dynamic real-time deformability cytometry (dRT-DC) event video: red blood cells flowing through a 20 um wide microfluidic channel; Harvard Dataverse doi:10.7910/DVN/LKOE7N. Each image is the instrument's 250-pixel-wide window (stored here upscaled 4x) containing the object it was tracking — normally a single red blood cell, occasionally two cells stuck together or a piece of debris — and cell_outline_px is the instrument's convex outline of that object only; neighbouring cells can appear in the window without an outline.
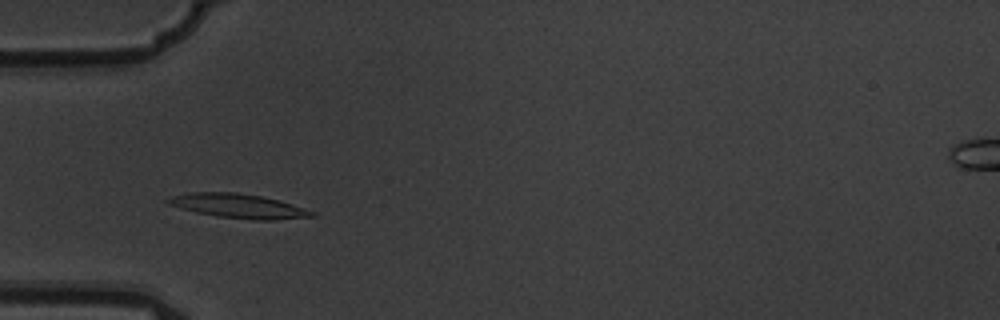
{"species": "common noctule bat (a hibernating species)", "species_latin": "Nyctalus noctula", "temperature_condition": "warm", "stored_images_in_passage": 4, "camera_frame_rate_fps": 3000, "um_per_image_px": 0.085, "animal": {"sex": "male", "body_mass_g": 19.5, "forearm_length_mm": 54.6}, "frame": {"image": 1, "passage_image": 3, "time_ms": 0.667, "image_size_px": [1000, 320], "cell_outline_px": [[316, 216], [276, 220], [252, 220], [216, 216], [196, 212], [180, 208], [168, 204], [164, 200], [172, 196], [192, 192], [236, 192], [260, 196], [280, 200], [316, 212]], "centroid_in_image_um": [20.28, 17.51], "position_along_channel_um": 64.7, "area_um2": 20.4}}
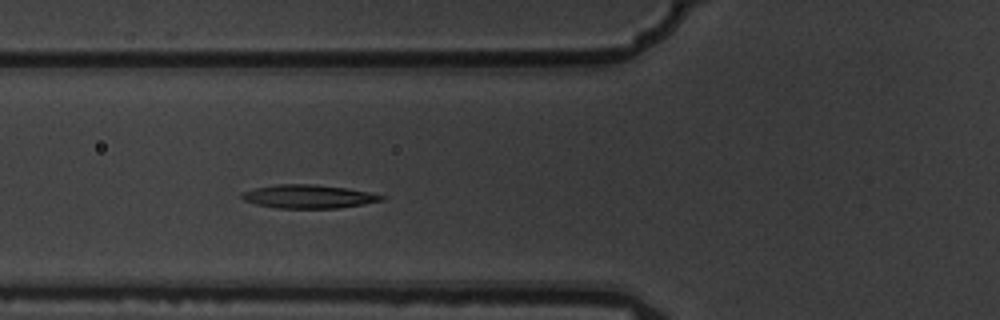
{"frame": {"image": 2, "passage_image": 4, "time_ms": 1.0, "image_size_px": [1000, 320], "cell_outline_px": [[388, 196], [384, 200], [364, 204], [336, 208], [276, 208], [256, 204], [244, 200], [240, 196], [244, 192], [256, 188], [276, 184], [316, 184], [348, 188]], "centroid_in_image_um": [26.27, 16.7], "position_along_channel_um": 99.5, "area_um2": 19.13}}